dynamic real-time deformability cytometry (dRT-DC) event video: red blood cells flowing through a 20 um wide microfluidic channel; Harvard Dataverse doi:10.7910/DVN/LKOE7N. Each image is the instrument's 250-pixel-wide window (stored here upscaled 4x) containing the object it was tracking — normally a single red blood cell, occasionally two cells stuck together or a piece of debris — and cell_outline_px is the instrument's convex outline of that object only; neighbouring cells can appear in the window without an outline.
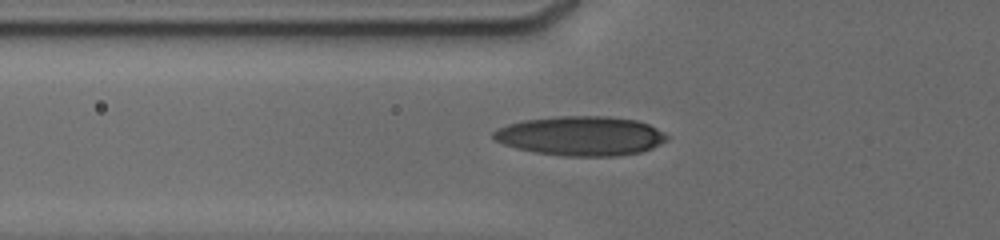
{"species": "human", "species_latin": "Homo sapiens", "temperature_condition": "cold", "stored_images_in_passage": 8, "camera_frame_rate_fps": 3000, "um_per_image_px": 0.085, "donor": {"sex": "male"}, "frame": {"image": 1, "passage_image": 3, "time_ms": 0.333, "image_size_px": [1000, 240], "cell_outline_px": [[668, 140], [652, 148], [640, 152], [620, 156], [564, 156], [536, 152], [516, 148], [504, 144], [496, 140], [492, 136], [492, 132], [508, 124], [524, 120], [560, 116], [608, 116], [636, 120], [648, 124], [664, 132], [668, 136]], "centroid_in_image_um": [49.4, 11.55], "position_along_channel_um": 76.4, "area_um2": 39.77}}